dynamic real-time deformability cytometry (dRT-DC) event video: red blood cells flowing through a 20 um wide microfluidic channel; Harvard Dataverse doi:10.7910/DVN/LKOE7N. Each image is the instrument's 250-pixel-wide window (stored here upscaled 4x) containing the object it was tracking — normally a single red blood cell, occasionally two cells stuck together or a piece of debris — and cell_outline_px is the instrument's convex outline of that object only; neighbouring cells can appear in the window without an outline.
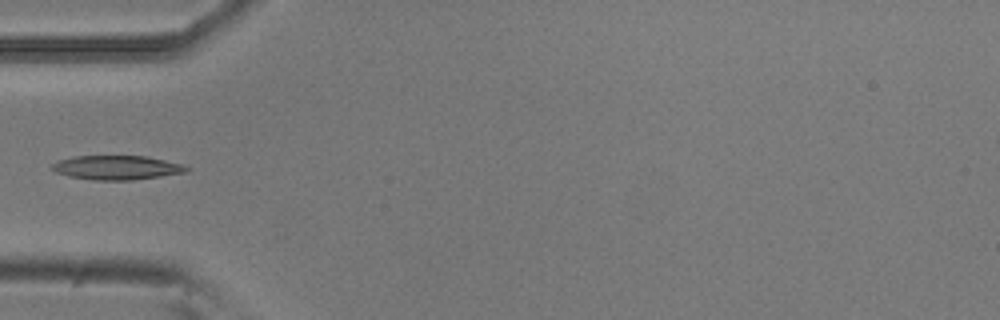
{"species": "common noctule bat (a hibernating species)", "species_latin": "Nyctalus noctula", "temperature_condition": "room temperature", "stored_images_in_passage": 5, "camera_frame_rate_fps": 3000, "um_per_image_px": 0.085, "animal": {"sex": "male", "body_mass_g": 20.5, "forearm_length_mm": 52.5}, "frame": {"image": 1, "passage_image": 5, "time_ms": 1.333, "image_size_px": [1000, 320], "cell_outline_px": [[192, 168], [188, 172], [132, 180], [92, 180], [68, 176], [56, 172], [52, 168], [52, 164], [60, 160], [76, 156], [148, 156], [184, 164]], "centroid_in_image_um": [10.0, 14.24], "position_along_channel_um": 75.0, "area_um2": 19.02}}